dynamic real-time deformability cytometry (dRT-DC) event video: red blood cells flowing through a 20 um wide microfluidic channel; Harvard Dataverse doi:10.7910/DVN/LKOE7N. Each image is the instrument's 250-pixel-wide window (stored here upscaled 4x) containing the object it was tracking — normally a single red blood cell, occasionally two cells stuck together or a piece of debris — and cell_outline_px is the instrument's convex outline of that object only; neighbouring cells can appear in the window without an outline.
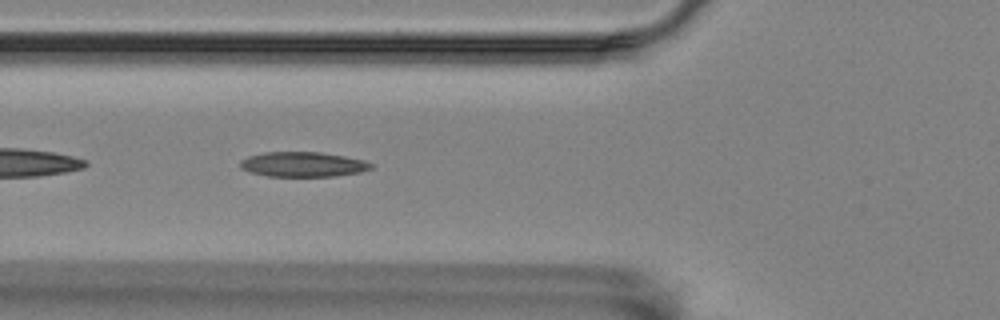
{"species": "Egyptian fruit bat (a non-hibernating species)", "species_latin": "Rousettus aegyptiacus", "temperature_condition": "room temperature", "stored_images_in_passage": 37, "camera_frame_rate_fps": 3000, "um_per_image_px": 0.085, "animal": {"sex": "female"}, "frame": {"image": 1, "passage_image": 5, "time_ms": 1.333, "image_size_px": [1000, 320], "cell_outline_px": [[372, 168], [360, 172], [336, 176], [268, 176], [252, 172], [240, 168], [240, 160], [248, 156], [264, 152], [320, 152], [344, 156], [364, 160], [372, 164]], "centroid_in_image_um": [25.74, 13.96], "position_along_channel_um": 100.1, "area_um2": 18.9}}
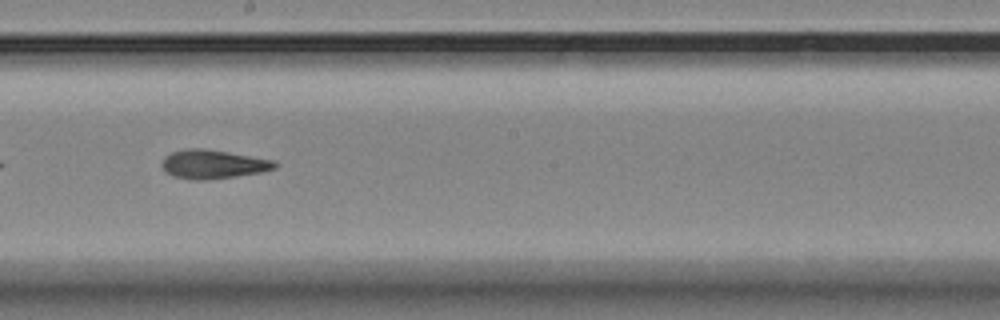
{"frame": {"image": 2, "passage_image": 16, "time_ms": 5.0, "image_size_px": [1000, 320], "cell_outline_px": [[280, 164], [276, 168], [260, 172], [236, 176], [208, 180], [192, 180], [172, 176], [164, 172], [160, 164], [164, 156], [172, 152], [188, 148], [204, 148], [276, 160]], "centroid_in_image_um": [18.09, 13.96], "position_along_channel_um": 230.1, "area_um2": 19.31}}
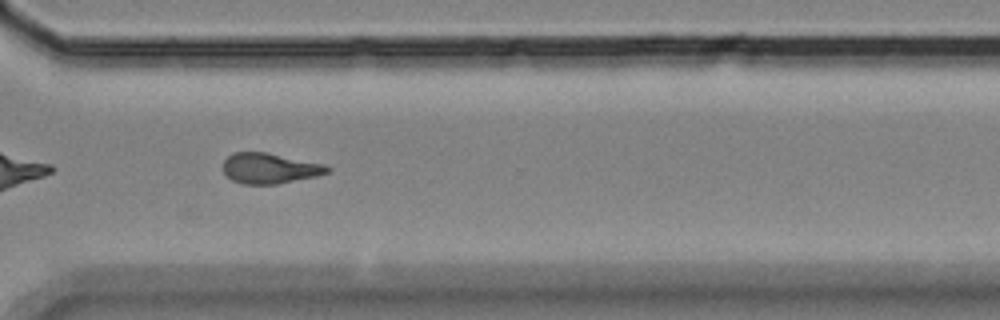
{"frame": {"image": 3, "passage_image": 26, "time_ms": 8.333, "image_size_px": [1000, 320], "cell_outline_px": [[332, 168], [328, 172], [316, 176], [276, 184], [244, 184], [232, 180], [224, 172], [224, 160], [228, 156], [236, 152], [264, 152], [324, 164]], "centroid_in_image_um": [22.92, 14.31], "position_along_channel_um": 347.7, "area_um2": 18.21}, "authors_computed_cell_mechanics": {"area_um2": 18.6116, "velocity_mm_per_s": 3.5319, "shape_relaxation_time_tau1_ms": 8.6294, "shape_relaxation_time_tau2_ms": 3.2629, "deformation_change_tau1": 0.2082, "deformation_change_tau2": 0.1189}}